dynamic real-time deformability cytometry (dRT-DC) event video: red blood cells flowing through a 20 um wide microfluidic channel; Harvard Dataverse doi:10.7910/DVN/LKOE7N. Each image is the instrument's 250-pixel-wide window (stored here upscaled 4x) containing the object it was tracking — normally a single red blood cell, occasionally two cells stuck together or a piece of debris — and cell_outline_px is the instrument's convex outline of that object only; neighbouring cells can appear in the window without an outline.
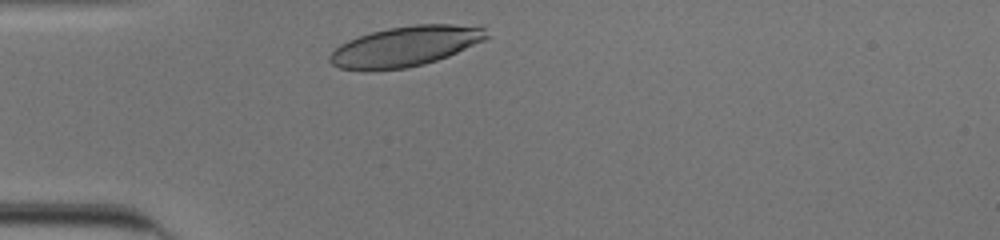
{"species": "human", "species_latin": "Homo sapiens", "temperature_condition": "cold", "stored_images_in_passage": 29, "camera_frame_rate_fps": 3000, "um_per_image_px": 0.085, "donor": {"sex": "male"}, "frame": {"image": 1, "passage_image": 2, "time_ms": 0.333, "image_size_px": [1000, 240], "cell_outline_px": [[492, 36], [484, 40], [448, 56], [424, 64], [408, 68], [372, 72], [364, 72], [340, 68], [332, 64], [328, 60], [328, 56], [340, 44], [348, 40], [372, 32], [388, 28], [416, 24], [480, 24]], "centroid_in_image_um": [34.47, 3.95], "position_along_channel_um": 50.5, "area_um2": 37.4}}
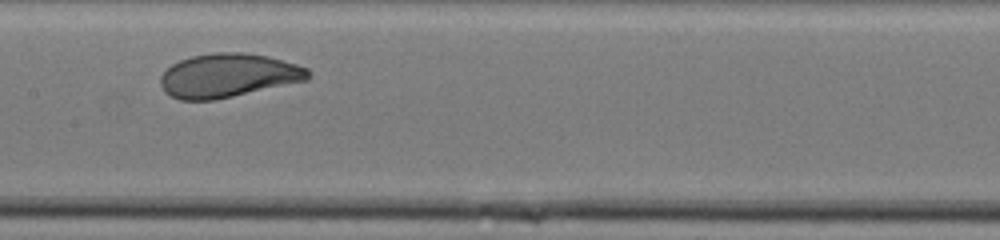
{"frame": {"image": 2, "passage_image": 14, "time_ms": 4.333, "image_size_px": [1000, 240], "cell_outline_px": [[308, 80], [232, 96], [212, 100], [180, 100], [164, 92], [160, 84], [160, 76], [172, 64], [180, 60], [192, 56], [216, 52], [240, 52], [268, 56], [296, 64], [308, 68]], "centroid_in_image_um": [19.36, 6.41], "position_along_channel_um": 188.0, "area_um2": 37.4}}
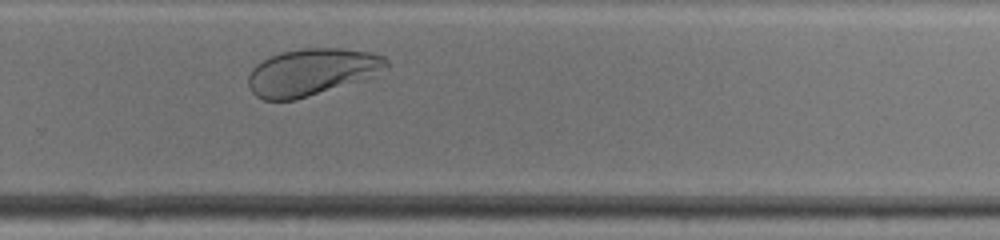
{"frame": {"image": 3, "passage_image": 23, "time_ms": 7.333, "image_size_px": [1000, 240], "cell_outline_px": [[388, 68], [376, 76], [368, 80], [296, 100], [264, 100], [256, 96], [252, 92], [248, 84], [248, 76], [252, 68], [256, 64], [280, 52], [304, 48], [340, 48], [368, 52], [384, 56], [388, 60]], "centroid_in_image_um": [26.56, 6.14], "position_along_channel_um": 303.2, "area_um2": 38.38}, "authors_computed_cell_mechanics": {"area_um2": 37.6278, "velocity_mm_per_s": 3.8449, "shape_relaxation_time_tau1_ms": 2.3786, "shape_relaxation_time_tau2_ms": null, "deformation_change_tau1": 0.1297, "deformation_change_tau2": null}}